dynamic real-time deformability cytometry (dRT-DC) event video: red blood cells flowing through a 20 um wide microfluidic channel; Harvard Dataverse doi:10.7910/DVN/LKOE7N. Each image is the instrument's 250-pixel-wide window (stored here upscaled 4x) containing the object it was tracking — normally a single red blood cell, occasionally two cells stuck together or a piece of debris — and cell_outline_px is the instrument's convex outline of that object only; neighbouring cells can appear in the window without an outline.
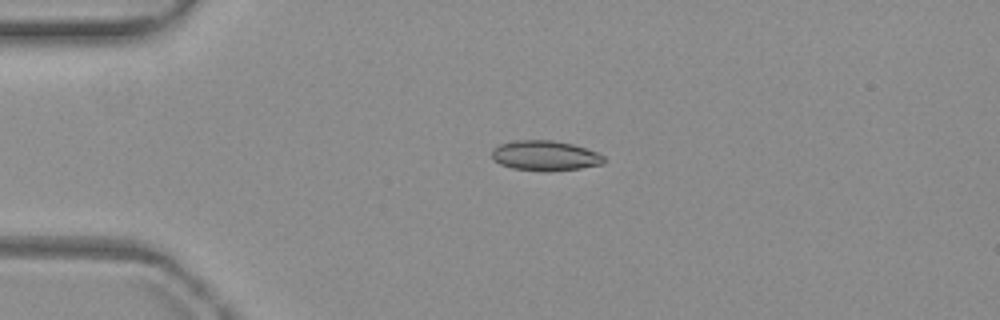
{"species": "common noctule bat (a hibernating species)", "species_latin": "Nyctalus noctula", "temperature_condition": "warm", "stored_images_in_passage": 2, "camera_frame_rate_fps": 3000, "um_per_image_px": 0.085, "animal": {"sex": "female", "body_mass_g": 19.3, "forearm_length_mm": 54.1}, "frame": {"image": 1, "passage_image": 1, "time_ms": 0.0, "image_size_px": [1000, 320], "cell_outline_px": [[604, 164], [580, 168], [544, 172], [512, 168], [500, 164], [492, 160], [492, 148], [500, 144], [512, 140], [552, 140], [572, 144], [596, 152], [604, 156]], "centroid_in_image_um": [46.29, 13.23], "position_along_channel_um": 38.7, "area_um2": 19.77}}